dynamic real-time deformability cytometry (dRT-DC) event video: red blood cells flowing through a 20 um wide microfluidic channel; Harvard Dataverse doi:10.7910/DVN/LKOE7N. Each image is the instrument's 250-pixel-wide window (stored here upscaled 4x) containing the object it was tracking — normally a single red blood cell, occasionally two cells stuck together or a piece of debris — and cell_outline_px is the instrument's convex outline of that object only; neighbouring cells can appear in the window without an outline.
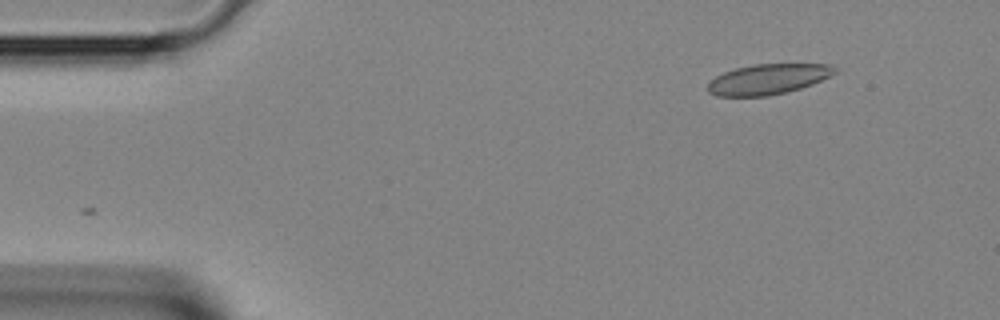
{"species": "Egyptian fruit bat (a non-hibernating species)", "species_latin": "Rousettus aegyptiacus", "temperature_condition": "room temperature", "stored_images_in_passage": 2, "camera_frame_rate_fps": 3000, "um_per_image_px": 0.085, "animal": {"sex": "female"}, "frame": {"image": 1, "passage_image": 1, "time_ms": 0.0, "image_size_px": [1000, 320], "cell_outline_px": [[836, 72], [812, 84], [800, 88], [768, 96], [716, 96], [708, 92], [708, 84], [716, 76], [724, 72], [736, 68], [752, 64], [828, 64], [836, 68]], "centroid_in_image_um": [65.25, 6.73], "position_along_channel_um": 19.8, "area_um2": 22.2}}